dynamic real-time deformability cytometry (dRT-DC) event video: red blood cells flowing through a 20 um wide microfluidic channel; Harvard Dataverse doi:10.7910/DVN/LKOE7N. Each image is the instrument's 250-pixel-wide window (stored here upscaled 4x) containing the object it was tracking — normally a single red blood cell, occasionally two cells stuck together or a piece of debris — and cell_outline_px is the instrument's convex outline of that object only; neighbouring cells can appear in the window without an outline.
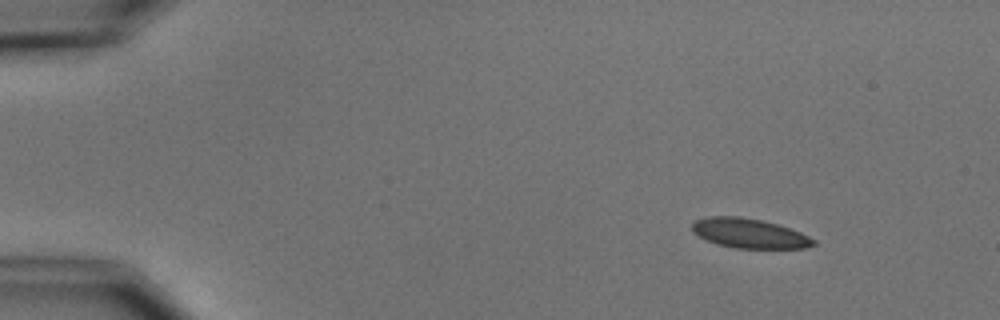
{"species": "common noctule bat (a hibernating species)", "species_latin": "Nyctalus noctula", "temperature_condition": "cold", "stored_images_in_passage": 3, "camera_frame_rate_fps": 3000, "um_per_image_px": 0.085, "animal": {"sex": "male", "body_mass_g": 15.6}, "frame": {"image": 1, "passage_image": 1, "time_ms": 0.0, "image_size_px": [1000, 320], "cell_outline_px": [[816, 244], [804, 248], [736, 248], [716, 244], [692, 232], [692, 224], [696, 220], [708, 216], [740, 216], [760, 220], [776, 224], [800, 232], [816, 240]], "centroid_in_image_um": [63.68, 19.83], "position_along_channel_um": 21.3, "area_um2": 20.75}}
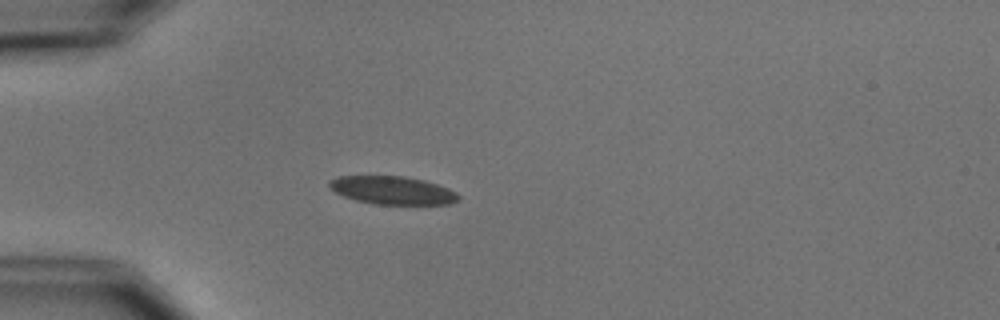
{"frame": {"image": 2, "passage_image": 3, "time_ms": 3.0, "image_size_px": [1000, 320], "cell_outline_px": [[460, 200], [452, 204], [376, 204], [356, 200], [344, 196], [328, 188], [328, 180], [336, 176], [404, 176], [424, 180], [448, 188], [456, 192], [460, 196]], "centroid_in_image_um": [33.35, 16.17], "position_along_channel_um": 51.6, "area_um2": 21.27}}